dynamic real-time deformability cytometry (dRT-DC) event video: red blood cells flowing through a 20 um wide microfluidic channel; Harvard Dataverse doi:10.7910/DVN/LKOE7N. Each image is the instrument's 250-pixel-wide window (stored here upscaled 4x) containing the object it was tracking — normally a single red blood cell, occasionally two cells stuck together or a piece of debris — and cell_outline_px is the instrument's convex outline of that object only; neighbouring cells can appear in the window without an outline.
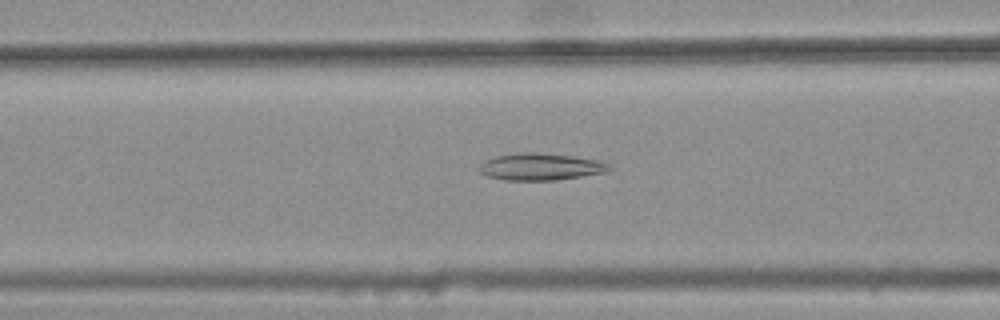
{"species": "common noctule bat (a hibernating species)", "species_latin": "Nyctalus noctula", "temperature_condition": "warm", "stored_images_in_passage": 47, "camera_frame_rate_fps": 3000, "um_per_image_px": 0.085, "animal": {"sex": "female", "body_mass_g": 25.1}, "frame": {"image": 1, "passage_image": 21, "time_ms": 6.667, "image_size_px": [1000, 320], "cell_outline_px": [[612, 172], [556, 180], [504, 180], [488, 176], [480, 172], [480, 164], [484, 160], [492, 156], [520, 152], [536, 152], [572, 156], [600, 160], [608, 164], [612, 168]], "centroid_in_image_um": [45.99, 14.17], "position_along_channel_um": 120.6, "area_um2": 20.75}}
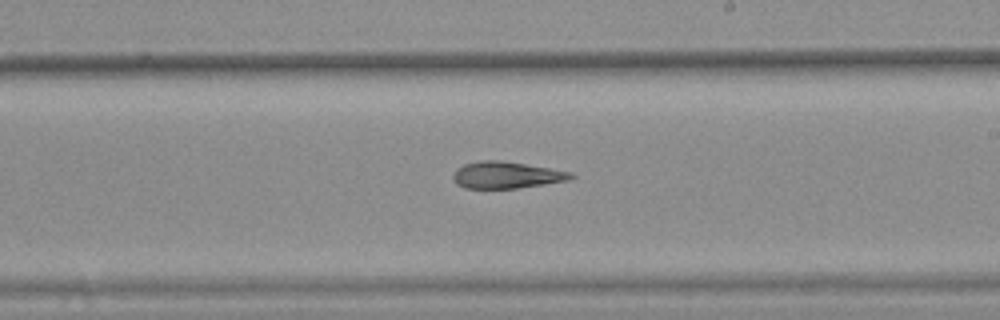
{"frame": {"image": 2, "passage_image": 31, "time_ms": 10.0, "image_size_px": [1000, 320], "cell_outline_px": [[576, 176], [568, 180], [544, 184], [516, 188], [464, 188], [456, 184], [452, 180], [452, 176], [456, 168], [464, 164], [480, 160], [500, 160], [572, 172]], "centroid_in_image_um": [42.99, 14.88], "position_along_channel_um": 246.0, "area_um2": 18.32}}
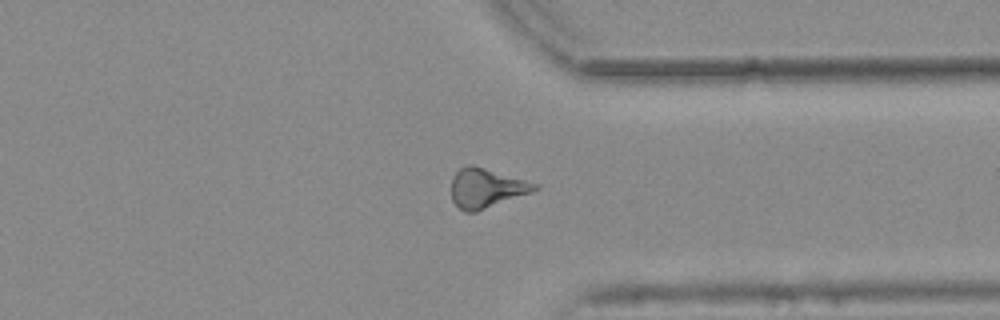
{"frame": {"image": 3, "passage_image": 41, "time_ms": 13.333, "image_size_px": [1000, 320], "cell_outline_px": [[540, 188], [532, 192], [476, 212], [464, 212], [452, 200], [452, 176], [460, 168], [468, 164], [472, 164], [540, 184]], "centroid_in_image_um": [41.35, 15.98], "position_along_channel_um": 370.0, "area_um2": 19.19}}